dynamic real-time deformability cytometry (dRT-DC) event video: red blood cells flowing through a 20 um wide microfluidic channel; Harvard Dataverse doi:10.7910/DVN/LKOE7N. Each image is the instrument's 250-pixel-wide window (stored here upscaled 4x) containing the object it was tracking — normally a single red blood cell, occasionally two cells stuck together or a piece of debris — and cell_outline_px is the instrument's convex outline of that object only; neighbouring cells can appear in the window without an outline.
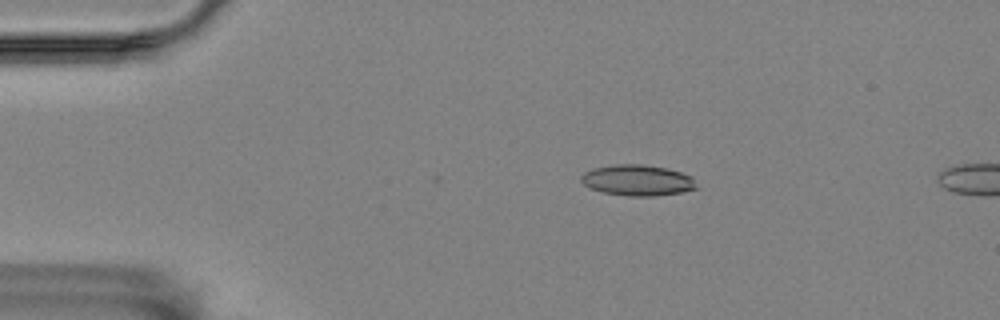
{"species": "Egyptian fruit bat (a non-hibernating species)", "species_latin": "Rousettus aegyptiacus", "temperature_condition": "room temperature", "stored_images_in_passage": 2, "camera_frame_rate_fps": 3000, "um_per_image_px": 0.085, "animal": {"sex": "female"}, "frame": {"image": 1, "passage_image": 1, "time_ms": 0.0, "image_size_px": [1000, 320], "cell_outline_px": [[696, 188], [680, 192], [656, 196], [628, 196], [604, 192], [592, 188], [584, 184], [580, 180], [580, 176], [584, 172], [592, 168], [616, 164], [644, 164], [668, 168], [692, 176]], "centroid_in_image_um": [54.16, 15.31], "position_along_channel_um": 30.8, "area_um2": 20.69}}